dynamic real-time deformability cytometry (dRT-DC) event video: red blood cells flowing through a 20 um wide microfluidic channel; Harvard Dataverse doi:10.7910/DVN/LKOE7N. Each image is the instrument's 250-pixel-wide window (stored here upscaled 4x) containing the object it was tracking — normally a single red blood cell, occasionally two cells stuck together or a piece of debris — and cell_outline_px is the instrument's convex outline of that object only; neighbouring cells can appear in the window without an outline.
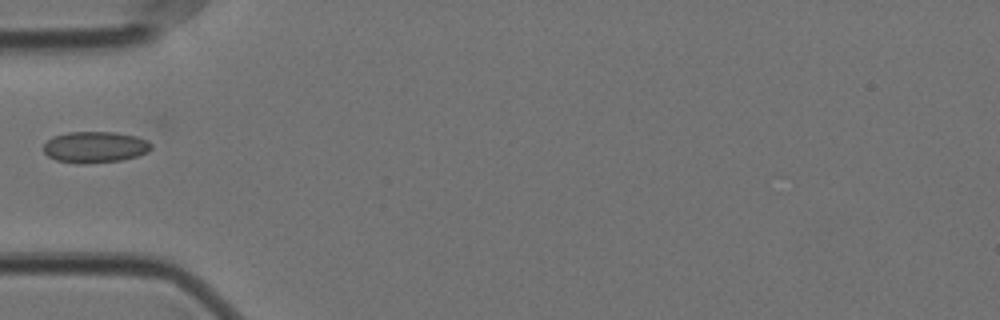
{"species": "Egyptian fruit bat (a non-hibernating species)", "species_latin": "Rousettus aegyptiacus", "temperature_condition": "cold", "stored_images_in_passage": 5, "camera_frame_rate_fps": 3000, "um_per_image_px": 0.085, "animal": {"sex": "female"}, "frame": {"image": 1, "passage_image": 1, "time_ms": 0.0, "image_size_px": [1000, 320], "cell_outline_px": [[152, 148], [148, 152], [136, 156], [120, 160], [84, 164], [76, 164], [56, 160], [48, 156], [44, 152], [44, 144], [52, 136], [68, 132], [116, 132], [136, 136], [148, 140], [152, 144]], "centroid_in_image_um": [8.07, 12.5], "position_along_channel_um": 76.9, "area_um2": 19.77}}
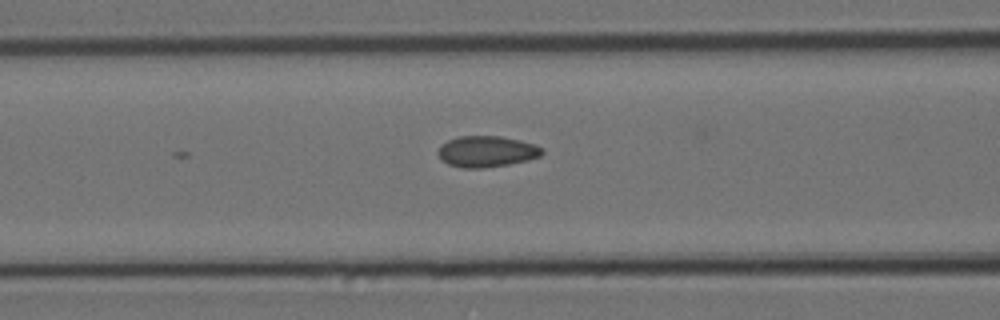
{"frame": {"image": 2, "passage_image": 5, "time_ms": 1.333, "image_size_px": [1000, 320], "cell_outline_px": [[544, 152], [540, 156], [528, 160], [508, 164], [484, 168], [460, 168], [448, 164], [440, 160], [436, 152], [440, 144], [456, 136], [500, 136], [520, 140], [536, 144], [544, 148]], "centroid_in_image_um": [41.33, 12.87], "position_along_channel_um": 125.3, "area_um2": 19.25}}